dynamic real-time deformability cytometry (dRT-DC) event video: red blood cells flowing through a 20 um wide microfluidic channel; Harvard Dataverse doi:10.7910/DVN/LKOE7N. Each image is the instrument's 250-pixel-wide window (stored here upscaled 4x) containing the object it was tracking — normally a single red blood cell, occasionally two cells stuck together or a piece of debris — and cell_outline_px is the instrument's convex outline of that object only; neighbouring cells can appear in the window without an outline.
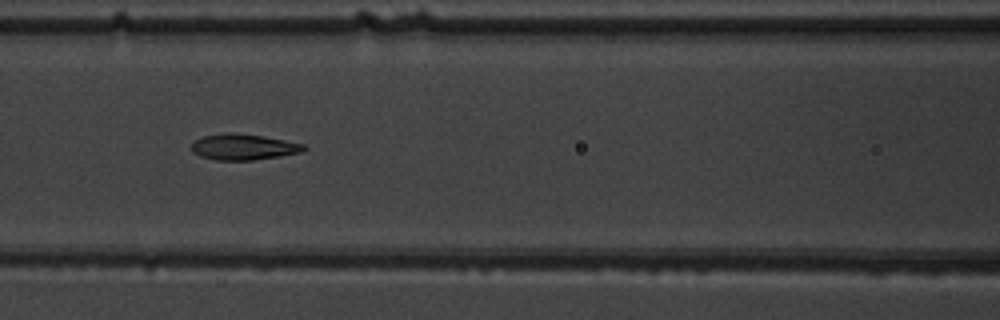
{"species": "common noctule bat (a hibernating species)", "species_latin": "Nyctalus noctula", "temperature_condition": "warm", "stored_images_in_passage": 6, "camera_frame_rate_fps": 3000, "um_per_image_px": 0.085, "animal": {"sex": "male", "body_mass_g": 19.5, "forearm_length_mm": 54.6}, "frame": {"image": 1, "passage_image": 5, "time_ms": 4.333, "image_size_px": [1000, 320], "cell_outline_px": [[308, 148], [300, 152], [280, 156], [252, 160], [216, 160], [200, 156], [192, 152], [192, 144], [196, 140], [204, 136], [224, 132], [232, 132], [264, 136], [304, 144]], "centroid_in_image_um": [20.69, 12.48], "position_along_channel_um": 145.9, "area_um2": 16.94}}